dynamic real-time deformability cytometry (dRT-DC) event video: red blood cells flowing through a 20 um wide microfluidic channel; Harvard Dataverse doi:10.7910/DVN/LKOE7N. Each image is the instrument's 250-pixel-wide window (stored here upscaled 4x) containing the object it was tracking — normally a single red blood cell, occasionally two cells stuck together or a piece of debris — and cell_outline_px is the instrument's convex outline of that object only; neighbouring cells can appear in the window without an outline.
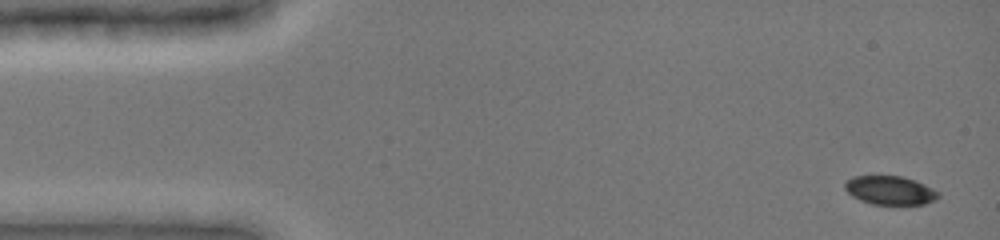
{"species": "common noctule bat (a hibernating species)", "species_latin": "Nyctalus noctula", "temperature_condition": "cold", "stored_images_in_passage": 47, "camera_frame_rate_fps": 3000, "um_per_image_px": 0.085, "animal": {"sex": "female", "body_mass_g": 19.0, "forearm_length_mm": 51.5}, "frame": {"image": 1, "passage_image": 1, "time_ms": 0.0, "image_size_px": [1000, 240], "cell_outline_px": [[940, 196], [936, 200], [924, 204], [872, 204], [860, 200], [852, 196], [844, 188], [844, 184], [852, 176], [900, 176], [924, 184], [940, 192]], "centroid_in_image_um": [75.66, 16.18], "position_along_channel_um": 9.3, "area_um2": 15.55}}
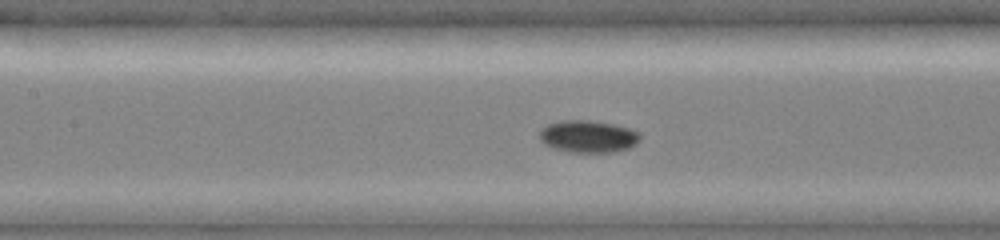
{"frame": {"image": 2, "passage_image": 21, "time_ms": 6.667, "image_size_px": [1000, 240], "cell_outline_px": [[640, 140], [636, 144], [628, 148], [612, 152], [568, 152], [552, 148], [544, 144], [540, 140], [540, 132], [548, 124], [560, 120], [588, 120], [612, 124], [628, 128], [640, 132]], "centroid_in_image_um": [49.98, 11.6], "position_along_channel_um": 157.4, "area_um2": 18.84}}
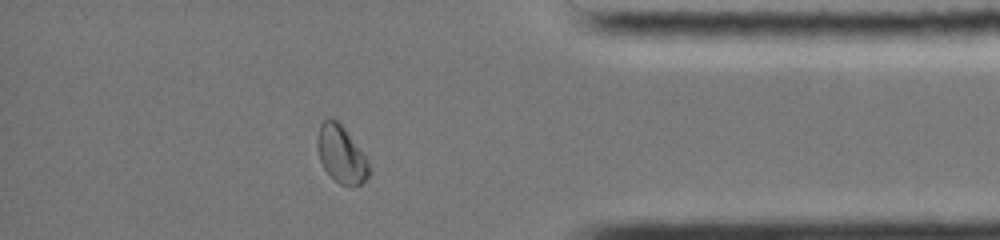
{"frame": {"image": 3, "passage_image": 41, "time_ms": 13.333, "image_size_px": [1000, 240], "cell_outline_px": [[372, 172], [360, 184], [352, 188], [340, 184], [324, 168], [320, 160], [316, 144], [316, 136], [320, 124], [324, 120], [340, 120], [368, 160]], "centroid_in_image_um": [29.02, 13.11], "position_along_channel_um": 406.2, "area_um2": 17.51}, "authors_computed_cell_mechanics": {"area_um2": 17.4556, "velocity_mm_per_s": 3.9306, "shape_relaxation_time_tau1_ms": 3.5161, "shape_relaxation_time_tau2_ms": null, "deformation_change_tau1": 0.0781, "deformation_change_tau2": null}}